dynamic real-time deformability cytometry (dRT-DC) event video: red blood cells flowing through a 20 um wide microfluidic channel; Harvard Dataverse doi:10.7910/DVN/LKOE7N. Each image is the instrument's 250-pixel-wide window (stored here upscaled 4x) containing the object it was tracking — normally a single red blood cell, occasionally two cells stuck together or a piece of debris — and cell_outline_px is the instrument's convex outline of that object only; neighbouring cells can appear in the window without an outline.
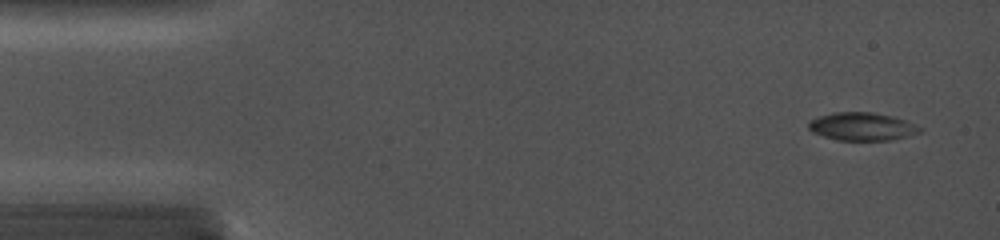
{"species": "common noctule bat (a hibernating species)", "species_latin": "Nyctalus noctula", "temperature_condition": "cold", "stored_images_in_passage": 49, "camera_frame_rate_fps": 5000, "um_per_image_px": 0.085, "animal": {"sex": "female", "body_mass_g": 19.0, "forearm_length_mm": 56.7}, "frame": {"image": 1, "passage_image": 2, "time_ms": 0.4, "image_size_px": [1000, 240], "cell_outline_px": [[924, 128], [920, 132], [908, 136], [888, 140], [836, 140], [812, 132], [808, 128], [808, 120], [832, 112], [872, 112], [892, 116], [904, 120]], "centroid_in_image_um": [73.25, 10.75], "position_along_channel_um": 11.7, "area_um2": 18.15}}
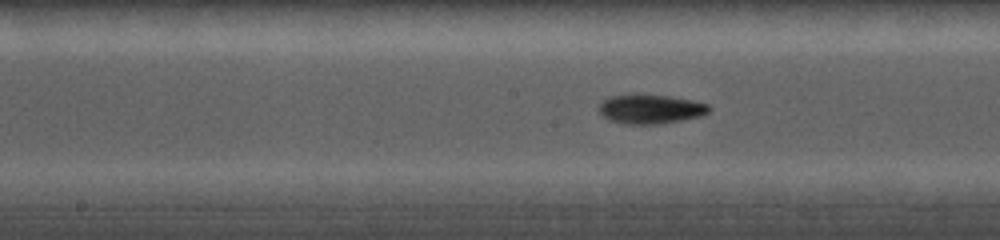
{"frame": {"image": 2, "passage_image": 27, "time_ms": 7.8, "image_size_px": [1000, 240], "cell_outline_px": [[712, 108], [708, 112], [700, 116], [680, 120], [656, 124], [628, 124], [608, 120], [600, 112], [600, 104], [608, 96], [636, 92], [668, 96], [692, 100], [708, 104]], "centroid_in_image_um": [55.27, 9.23], "position_along_channel_um": 192.9, "area_um2": 19.02}}
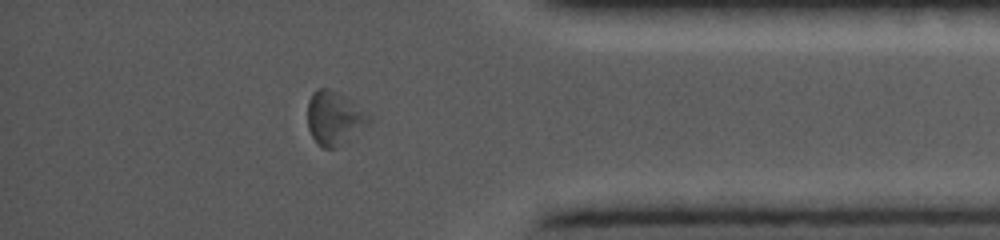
{"frame": {"image": 3, "passage_image": 43, "time_ms": 13.4, "image_size_px": [1000, 240], "cell_outline_px": [[372, 120], [368, 124], [336, 148], [324, 148], [312, 136], [308, 128], [308, 100], [312, 92], [316, 88], [328, 88], [340, 92], [348, 96], [368, 112], [372, 116]], "centroid_in_image_um": [28.44, 9.97], "position_along_channel_um": 406.8, "area_um2": 19.36}}